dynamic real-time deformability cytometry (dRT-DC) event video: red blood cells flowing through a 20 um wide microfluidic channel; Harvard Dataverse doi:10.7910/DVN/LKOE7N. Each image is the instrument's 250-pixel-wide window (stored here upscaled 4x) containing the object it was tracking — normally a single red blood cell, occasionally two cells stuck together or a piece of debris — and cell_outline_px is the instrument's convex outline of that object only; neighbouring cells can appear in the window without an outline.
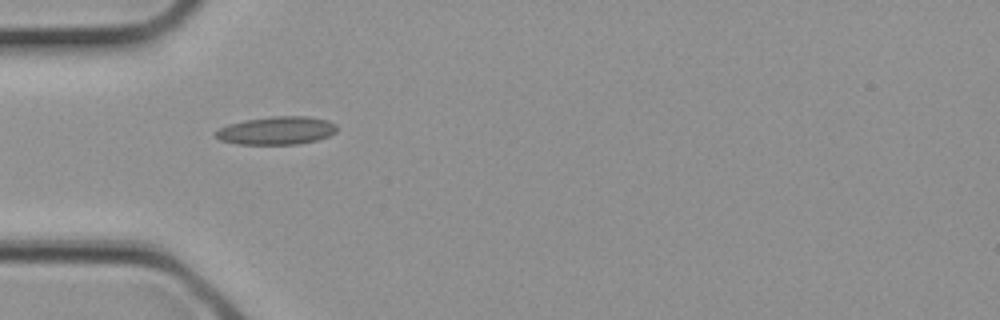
{"species": "common noctule bat (a hibernating species)", "species_latin": "Nyctalus noctula", "temperature_condition": "cold", "stored_images_in_passage": 2, "camera_frame_rate_fps": 3000, "um_per_image_px": 0.085, "animal": {"sex": "female", "body_mass_g": 21.9}, "frame": {"image": 1, "passage_image": 2, "time_ms": 0.333, "image_size_px": [1000, 320], "cell_outline_px": [[336, 132], [328, 136], [316, 140], [296, 144], [236, 144], [220, 140], [212, 136], [212, 132], [228, 124], [244, 120], [272, 116], [308, 116], [328, 120], [336, 124]], "centroid_in_image_um": [23.46, 11.09], "position_along_channel_um": 61.5, "area_um2": 20.0}}